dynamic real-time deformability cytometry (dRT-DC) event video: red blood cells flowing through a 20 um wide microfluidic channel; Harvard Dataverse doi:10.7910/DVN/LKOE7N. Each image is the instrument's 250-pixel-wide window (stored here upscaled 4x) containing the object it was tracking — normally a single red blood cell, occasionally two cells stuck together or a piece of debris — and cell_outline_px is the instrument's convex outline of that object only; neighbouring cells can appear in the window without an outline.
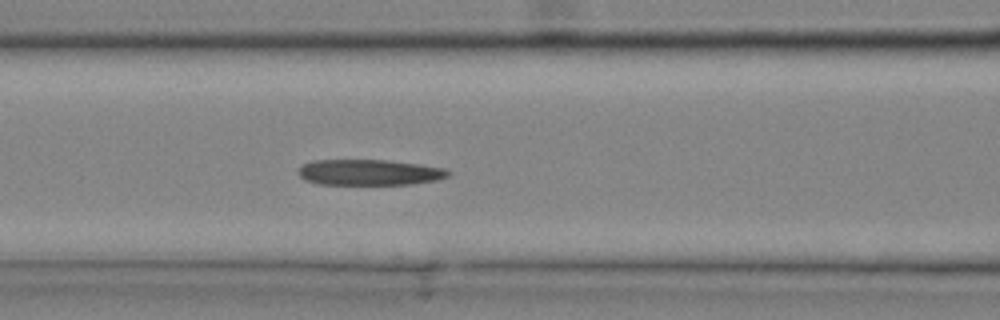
{"species": "common noctule bat (a hibernating species)", "species_latin": "Nyctalus noctula", "temperature_condition": "cold", "stored_images_in_passage": 31, "camera_frame_rate_fps": 3000, "um_per_image_px": 0.085, "animal": {"sex": "male", "body_mass_g": 20.4}, "frame": {"image": 1, "passage_image": 14, "time_ms": 4.333, "image_size_px": [1000, 320], "cell_outline_px": [[452, 172], [448, 176], [436, 180], [412, 184], [316, 184], [304, 180], [296, 172], [304, 164], [312, 160], [388, 160], [420, 164], [444, 168]], "centroid_in_image_um": [31.38, 14.65], "position_along_channel_um": 135.2, "area_um2": 22.6}}